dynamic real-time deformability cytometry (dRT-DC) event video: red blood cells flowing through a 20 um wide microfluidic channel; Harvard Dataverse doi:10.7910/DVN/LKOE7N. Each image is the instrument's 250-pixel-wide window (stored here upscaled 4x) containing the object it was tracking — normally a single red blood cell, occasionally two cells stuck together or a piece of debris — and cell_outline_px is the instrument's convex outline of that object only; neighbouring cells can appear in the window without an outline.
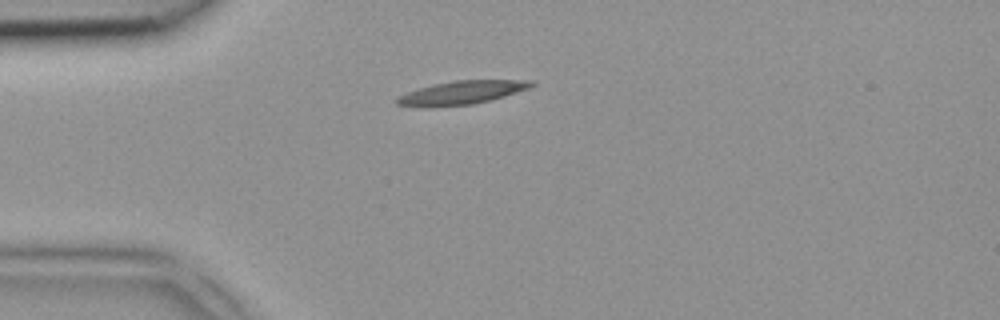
{"species": "common noctule bat (a hibernating species)", "species_latin": "Nyctalus noctula", "temperature_condition": "room temperature", "stored_images_in_passage": 2, "camera_frame_rate_fps": 3000, "um_per_image_px": 0.085, "animal": {"sex": "female", "body_mass_g": 18.4}, "frame": {"image": 1, "passage_image": 1, "time_ms": 0.0, "image_size_px": [1000, 320], "cell_outline_px": [[536, 84], [528, 88], [492, 100], [472, 104], [432, 108], [424, 108], [396, 104], [396, 96], [432, 84], [456, 80], [532, 80]], "centroid_in_image_um": [39.2, 7.89], "position_along_channel_um": 45.8, "area_um2": 18.55}}